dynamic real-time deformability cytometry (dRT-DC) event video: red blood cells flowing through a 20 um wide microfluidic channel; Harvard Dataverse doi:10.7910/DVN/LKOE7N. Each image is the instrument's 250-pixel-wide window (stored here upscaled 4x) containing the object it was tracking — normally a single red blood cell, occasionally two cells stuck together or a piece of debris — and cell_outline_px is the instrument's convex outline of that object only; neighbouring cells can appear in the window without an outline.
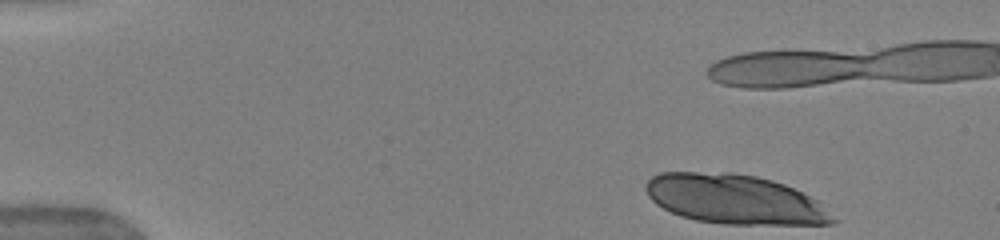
{"species": "human", "species_latin": "Homo sapiens", "temperature_condition": "warm", "stored_images_in_passage": 41, "camera_frame_rate_fps": 3000, "um_per_image_px": 0.085, "donor": {"sex": "female"}, "frame": {"image": 1, "passage_image": 1, "time_ms": 0.0, "image_size_px": [1000, 240], "cell_outline_px": [[840, 220], [832, 224], [724, 224], [696, 220], [680, 216], [656, 204], [648, 196], [644, 188], [644, 184], [652, 176], [660, 172], [732, 172], [756, 176], [772, 180], [784, 184], [816, 200]], "centroid_in_image_um": [62.43, 16.94], "position_along_channel_um": 22.6, "area_um2": 53.99}, "authors_computed_cell_mechanics": {"area_um2": 37.0498, "velocity_mm_per_s": 3.9056, "shape_relaxation_time_tau1_ms": 2.5471, "shape_relaxation_time_tau2_ms": null, "deformation_change_tau1": 0.1511, "deformation_change_tau2": null}}